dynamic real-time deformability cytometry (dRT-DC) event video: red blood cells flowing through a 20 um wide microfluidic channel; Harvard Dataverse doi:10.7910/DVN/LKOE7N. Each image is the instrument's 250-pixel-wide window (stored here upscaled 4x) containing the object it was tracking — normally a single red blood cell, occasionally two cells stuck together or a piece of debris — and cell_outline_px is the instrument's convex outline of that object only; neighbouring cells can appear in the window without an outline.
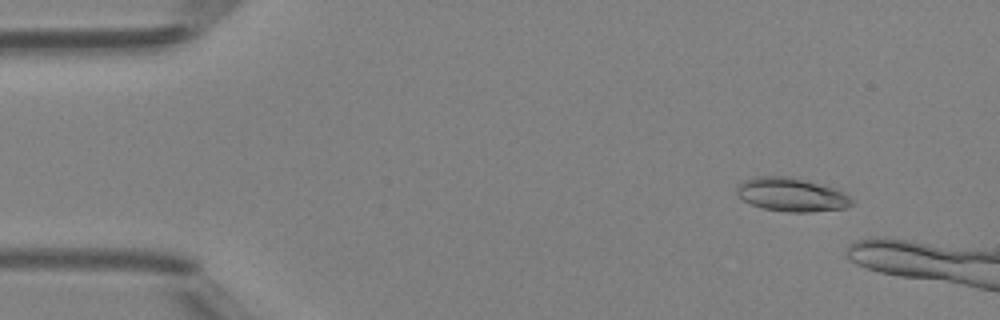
{"species": "Egyptian fruit bat (a non-hibernating species)", "species_latin": "Rousettus aegyptiacus", "temperature_condition": "room temperature", "stored_images_in_passage": 10, "camera_frame_rate_fps": 3000, "um_per_image_px": 0.085, "animal": {"sex": "female"}, "frame": {"image": 1, "passage_image": 5, "time_ms": 1.333, "image_size_px": [1000, 320], "cell_outline_px": [[856, 204], [848, 208], [812, 212], [788, 212], [760, 208], [736, 196], [736, 188], [740, 180], [756, 176], [788, 176], [804, 180], [832, 188], [856, 200]], "centroid_in_image_um": [67.25, 16.56], "position_along_channel_um": 17.8, "area_um2": 22.77}}